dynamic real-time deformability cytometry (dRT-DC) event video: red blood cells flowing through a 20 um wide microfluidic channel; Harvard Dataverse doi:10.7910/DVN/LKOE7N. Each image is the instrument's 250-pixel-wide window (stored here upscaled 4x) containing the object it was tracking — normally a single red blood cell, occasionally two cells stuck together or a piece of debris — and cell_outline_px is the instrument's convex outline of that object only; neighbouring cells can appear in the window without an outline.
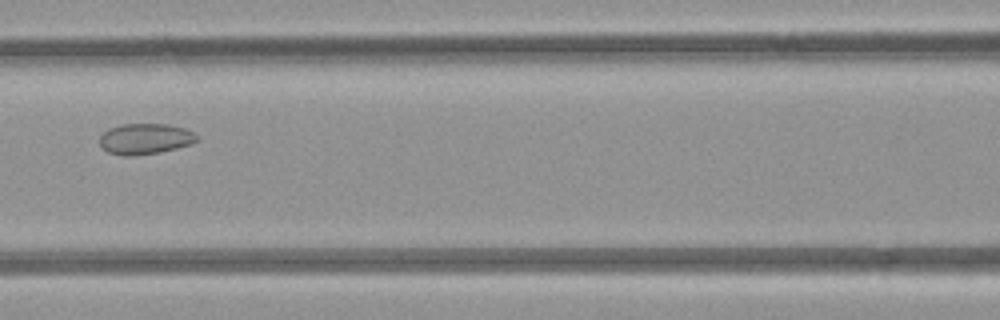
{"species": "common noctule bat (a hibernating species)", "species_latin": "Nyctalus noctula", "temperature_condition": "room temperature", "stored_images_in_passage": 4, "camera_frame_rate_fps": 3000, "um_per_image_px": 0.085, "animal": {"sex": "female", "body_mass_g": 21.9}, "frame": {"image": 1, "passage_image": 3, "time_ms": 2.333, "image_size_px": [1000, 320], "cell_outline_px": [[196, 140], [192, 144], [160, 152], [132, 156], [124, 156], [108, 152], [100, 144], [100, 136], [108, 128], [120, 124], [168, 124], [184, 128], [192, 132], [196, 136]], "centroid_in_image_um": [12.31, 11.8], "position_along_channel_um": 154.3, "area_um2": 17.34}}
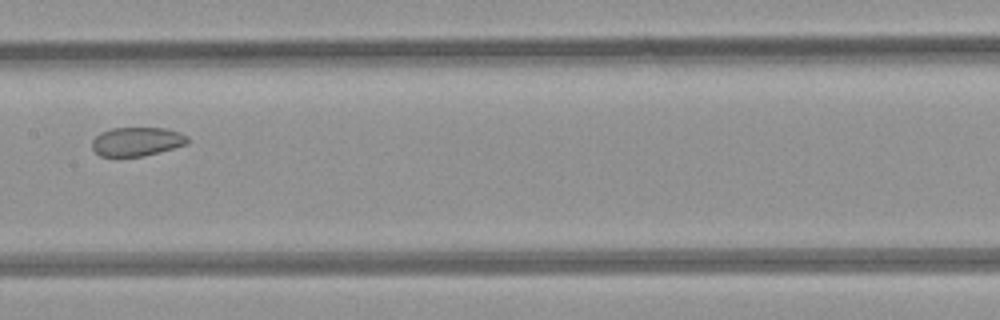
{"frame": {"image": 2, "passage_image": 4, "time_ms": 3.333, "image_size_px": [1000, 320], "cell_outline_px": [[188, 144], [144, 156], [100, 156], [92, 148], [92, 140], [100, 132], [112, 128], [168, 128], [180, 132], [188, 136]], "centroid_in_image_um": [11.65, 12.02], "position_along_channel_um": 195.8, "area_um2": 16.13}}